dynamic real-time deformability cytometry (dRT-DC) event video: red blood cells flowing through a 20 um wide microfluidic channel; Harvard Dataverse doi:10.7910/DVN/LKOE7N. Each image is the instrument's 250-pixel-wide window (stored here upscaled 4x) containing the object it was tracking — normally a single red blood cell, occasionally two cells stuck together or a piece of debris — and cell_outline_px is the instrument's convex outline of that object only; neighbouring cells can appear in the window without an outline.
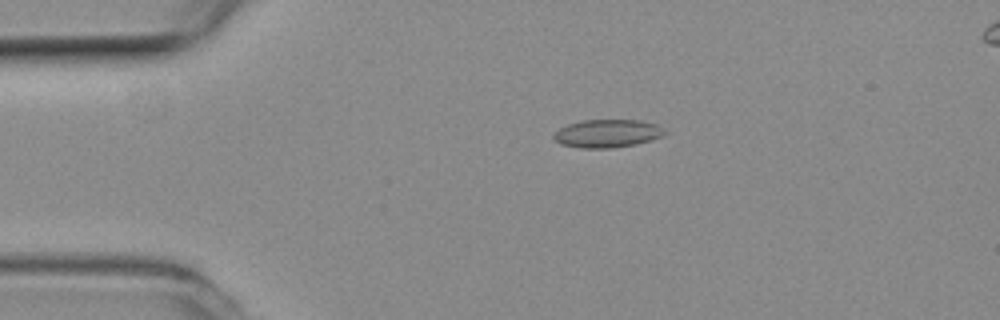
{"species": "common noctule bat (a hibernating species)", "species_latin": "Nyctalus noctula", "temperature_condition": "room temperature", "stored_images_in_passage": 47, "camera_frame_rate_fps": 3000, "um_per_image_px": 0.085, "animal": {"sex": "female", "body_mass_g": 19.3, "forearm_length_mm": 54.1}, "frame": {"image": 1, "passage_image": 4, "time_ms": 1.0, "image_size_px": [1000, 320], "cell_outline_px": [[668, 132], [664, 136], [652, 140], [636, 144], [612, 148], [580, 148], [560, 144], [552, 136], [560, 128], [568, 124], [580, 120], [640, 120], [656, 124]], "centroid_in_image_um": [51.65, 11.35], "position_along_channel_um": 33.4, "area_um2": 18.26}}
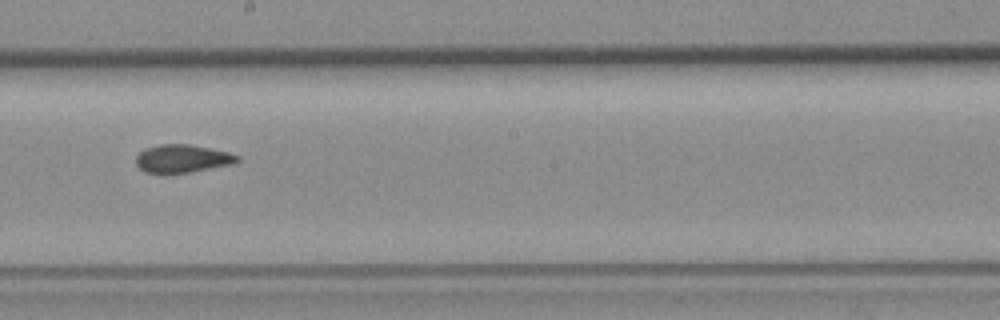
{"frame": {"image": 2, "passage_image": 23, "time_ms": 7.333, "image_size_px": [1000, 320], "cell_outline_px": [[240, 160], [232, 164], [188, 172], [160, 176], [144, 172], [136, 164], [136, 156], [144, 148], [160, 144], [188, 144], [228, 152], [240, 156]], "centroid_in_image_um": [15.43, 13.51], "position_along_channel_um": 232.8, "area_um2": 16.88}}
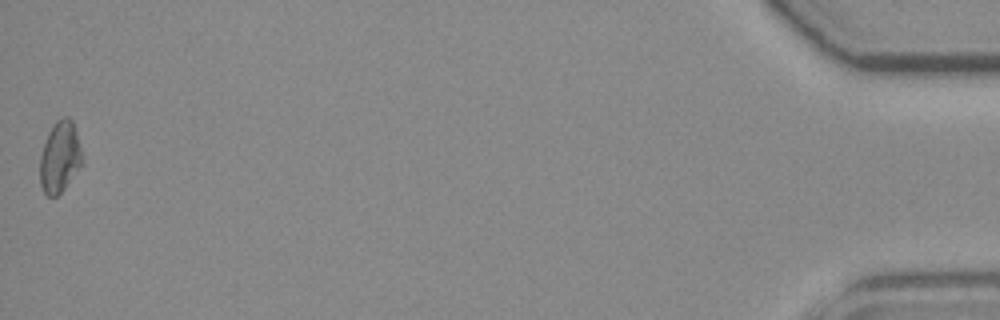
{"frame": {"image": 3, "passage_image": 47, "time_ms": 15.333, "image_size_px": [1000, 320], "cell_outline_px": [[80, 164], [64, 188], [56, 196], [48, 196], [44, 192], [40, 184], [40, 156], [48, 132], [52, 124], [56, 120], [64, 116], [68, 116], [72, 120], [76, 132], [80, 148]], "centroid_in_image_um": [5.04, 13.3], "position_along_channel_um": 430.2, "area_um2": 16.99}, "authors_computed_cell_mechanics": {"area_um2": 16.8198, "velocity_mm_per_s": 3.779, "shape_relaxation_time_tau1_ms": null, "shape_relaxation_time_tau2_ms": 2.6546, "deformation_change_tau1": null, "deformation_change_tau2": 0.0602}}